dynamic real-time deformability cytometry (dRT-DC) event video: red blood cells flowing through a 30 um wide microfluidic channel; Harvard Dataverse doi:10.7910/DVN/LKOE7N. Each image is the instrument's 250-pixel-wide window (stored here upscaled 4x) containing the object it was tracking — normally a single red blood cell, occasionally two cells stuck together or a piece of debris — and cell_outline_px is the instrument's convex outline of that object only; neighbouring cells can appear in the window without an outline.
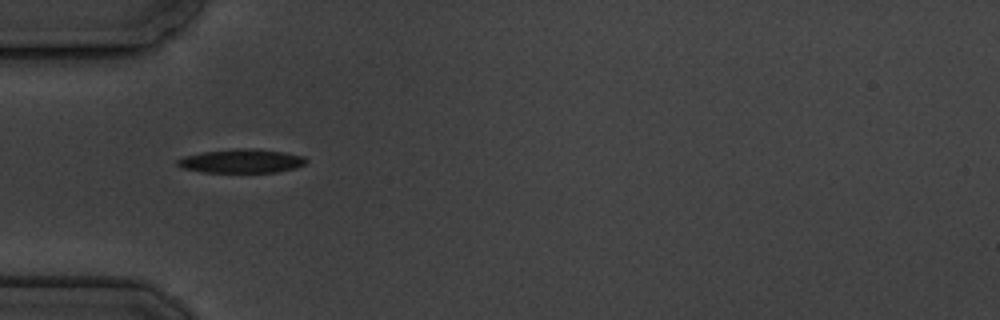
{"species": "common noctule bat (a hibernating species)", "species_latin": "Nyctalus noctula", "temperature_condition": "cold", "stored_images_in_passage": 2, "camera_frame_rate_fps": 3000, "um_per_image_px": 0.085, "animal": {"sex": "male", "body_mass_g": 19.5, "forearm_length_mm": 54.6}, "frame": {"image": 1, "passage_image": 1, "time_ms": 0.0, "image_size_px": [1000, 320], "cell_outline_px": [[308, 160], [304, 164], [296, 168], [276, 172], [204, 172], [180, 168], [176, 164], [176, 160], [184, 156], [204, 152], [240, 148], [256, 148], [284, 152], [304, 156]], "centroid_in_image_um": [20.53, 13.68], "position_along_channel_um": 64.5, "area_um2": 17.92}}